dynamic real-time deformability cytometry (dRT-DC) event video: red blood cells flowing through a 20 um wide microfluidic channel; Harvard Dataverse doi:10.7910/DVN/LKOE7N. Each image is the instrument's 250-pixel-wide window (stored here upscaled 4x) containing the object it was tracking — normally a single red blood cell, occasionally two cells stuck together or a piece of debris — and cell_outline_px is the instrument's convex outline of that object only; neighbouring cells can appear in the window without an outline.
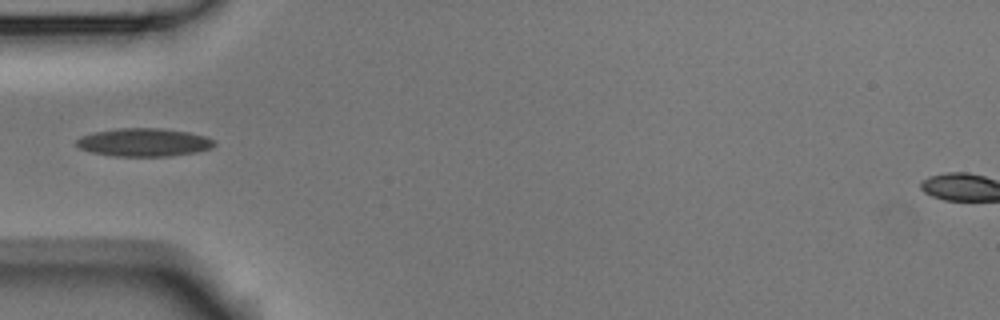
{"species": "Egyptian fruit bat (a non-hibernating species)", "species_latin": "Rousettus aegyptiacus", "temperature_condition": "room temperature", "stored_images_in_passage": 5, "camera_frame_rate_fps": 3000, "um_per_image_px": 0.085, "animal": {"sex": "male"}, "frame": {"image": 1, "passage_image": 4, "time_ms": 1.0, "image_size_px": [1000, 320], "cell_outline_px": [[216, 144], [212, 148], [196, 152], [172, 156], [112, 156], [92, 152], [80, 148], [76, 144], [76, 140], [80, 136], [92, 132], [120, 128], [160, 128], [188, 132], [204, 136], [216, 140]], "centroid_in_image_um": [12.24, 12.1], "position_along_channel_um": 72.8, "area_um2": 22.72}}
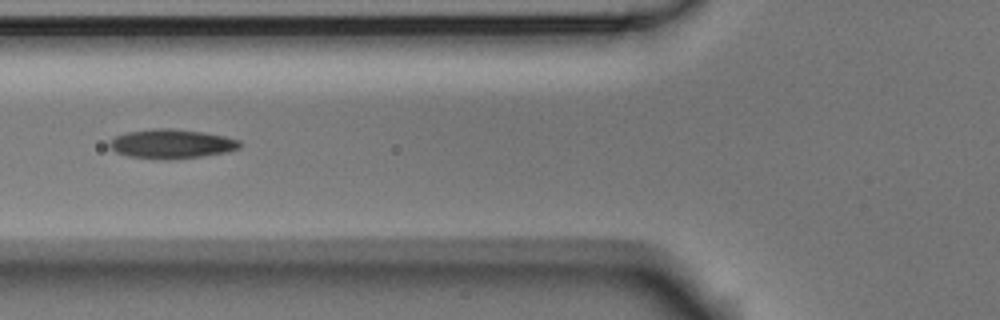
{"frame": {"image": 2, "passage_image": 5, "time_ms": 1.333, "image_size_px": [1000, 320], "cell_outline_px": [[240, 148], [224, 152], [200, 156], [128, 156], [116, 152], [108, 144], [116, 136], [128, 132], [156, 128], [172, 128], [204, 132], [224, 136], [240, 140]], "centroid_in_image_um": [14.61, 12.16], "position_along_channel_um": 111.2, "area_um2": 20.92}}